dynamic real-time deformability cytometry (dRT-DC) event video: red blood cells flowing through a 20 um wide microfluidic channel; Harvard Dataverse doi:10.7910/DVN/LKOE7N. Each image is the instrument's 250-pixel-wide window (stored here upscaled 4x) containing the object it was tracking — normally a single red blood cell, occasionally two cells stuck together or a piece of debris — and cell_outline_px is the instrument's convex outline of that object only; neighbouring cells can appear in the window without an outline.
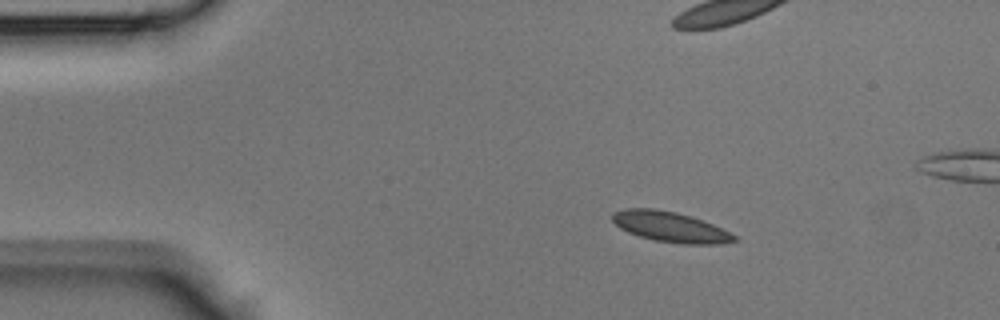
{"species": "Egyptian fruit bat (a non-hibernating species)", "species_latin": "Rousettus aegyptiacus", "temperature_condition": "room temperature", "stored_images_in_passage": 44, "camera_frame_rate_fps": 3000, "um_per_image_px": 0.085, "animal": {"sex": "male"}, "frame": {"image": 1, "passage_image": 7, "time_ms": 2.0, "image_size_px": [1000, 320], "cell_outline_px": [[740, 240], [720, 244], [684, 244], [656, 240], [640, 236], [628, 232], [620, 228], [612, 220], [612, 212], [624, 208], [656, 208], [676, 212], [692, 216], [712, 224], [736, 236]], "centroid_in_image_um": [56.96, 19.27], "position_along_channel_um": 28.0, "area_um2": 21.5}}